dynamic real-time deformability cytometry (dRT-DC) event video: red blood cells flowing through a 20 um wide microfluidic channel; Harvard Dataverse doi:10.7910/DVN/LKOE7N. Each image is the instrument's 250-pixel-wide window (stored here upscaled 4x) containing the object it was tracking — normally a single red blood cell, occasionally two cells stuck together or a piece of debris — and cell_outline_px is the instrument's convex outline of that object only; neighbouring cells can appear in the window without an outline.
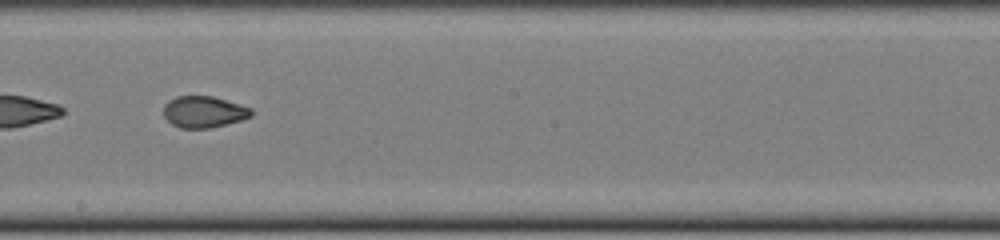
{"species": "common noctule bat (a hibernating species)", "species_latin": "Nyctalus noctula", "temperature_condition": "cold", "stored_images_in_passage": 50, "camera_frame_rate_fps": 3000, "um_per_image_px": 0.085, "animal": {"sex": "female", "body_mass_g": 22.0, "forearm_length_mm": 56.7}, "frame": {"image": 1, "passage_image": 29, "time_ms": 9.333, "image_size_px": [1000, 240], "cell_outline_px": [[252, 116], [240, 120], [208, 128], [180, 128], [172, 124], [164, 116], [164, 104], [168, 100], [176, 96], [212, 96], [252, 108]], "centroid_in_image_um": [17.3, 9.5], "position_along_channel_um": 230.9, "area_um2": 15.95}, "authors_computed_cell_mechanics": {"area_um2": 17.4267, "velocity_mm_per_s": 3.9101, "shape_relaxation_time_tau1_ms": 9.2954, "shape_relaxation_time_tau2_ms": 1.4096, "deformation_change_tau1": 0.2093, "deformation_change_tau2": 0.0547}}